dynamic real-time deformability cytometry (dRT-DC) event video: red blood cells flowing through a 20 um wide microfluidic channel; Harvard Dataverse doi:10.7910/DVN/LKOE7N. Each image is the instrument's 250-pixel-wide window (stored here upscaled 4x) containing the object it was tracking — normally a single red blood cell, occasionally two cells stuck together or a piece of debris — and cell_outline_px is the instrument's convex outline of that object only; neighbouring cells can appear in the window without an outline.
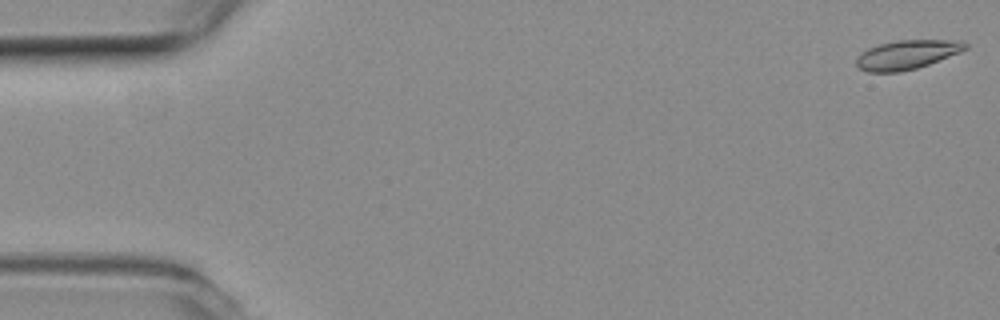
{"species": "common noctule bat (a hibernating species)", "species_latin": "Nyctalus noctula", "temperature_condition": "room temperature", "stored_images_in_passage": 4, "camera_frame_rate_fps": 3000, "um_per_image_px": 0.085, "animal": {"sex": "female", "body_mass_g": 19.3, "forearm_length_mm": 54.1}, "frame": {"image": 1, "passage_image": 1, "time_ms": 0.0, "image_size_px": [1000, 320], "cell_outline_px": [[968, 48], [960, 52], [928, 64], [916, 68], [900, 72], [868, 72], [860, 68], [856, 64], [856, 56], [860, 52], [868, 48], [880, 44], [896, 40], [964, 40], [968, 44]], "centroid_in_image_um": [77.09, 4.64], "position_along_channel_um": 7.9, "area_um2": 18.55}}
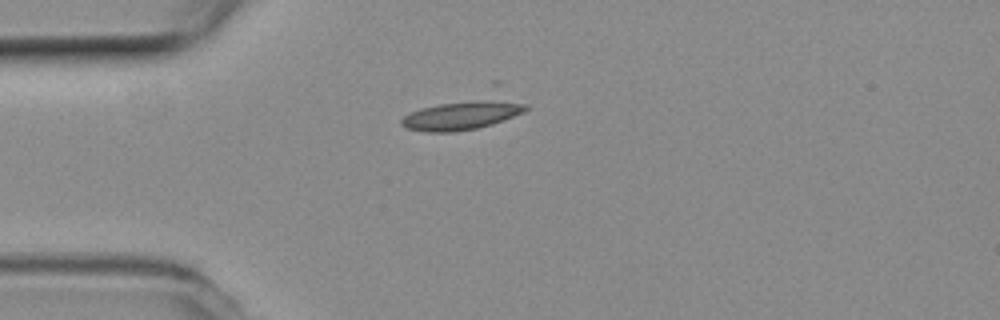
{"frame": {"image": 2, "passage_image": 4, "time_ms": 1.0, "image_size_px": [1000, 320], "cell_outline_px": [[528, 108], [524, 112], [492, 124], [476, 128], [452, 132], [428, 132], [408, 128], [400, 124], [400, 120], [408, 112], [420, 108], [440, 104], [484, 100], [500, 100], [528, 104]], "centroid_in_image_um": [39.21, 9.82], "position_along_channel_um": 45.8, "area_um2": 20.35}}